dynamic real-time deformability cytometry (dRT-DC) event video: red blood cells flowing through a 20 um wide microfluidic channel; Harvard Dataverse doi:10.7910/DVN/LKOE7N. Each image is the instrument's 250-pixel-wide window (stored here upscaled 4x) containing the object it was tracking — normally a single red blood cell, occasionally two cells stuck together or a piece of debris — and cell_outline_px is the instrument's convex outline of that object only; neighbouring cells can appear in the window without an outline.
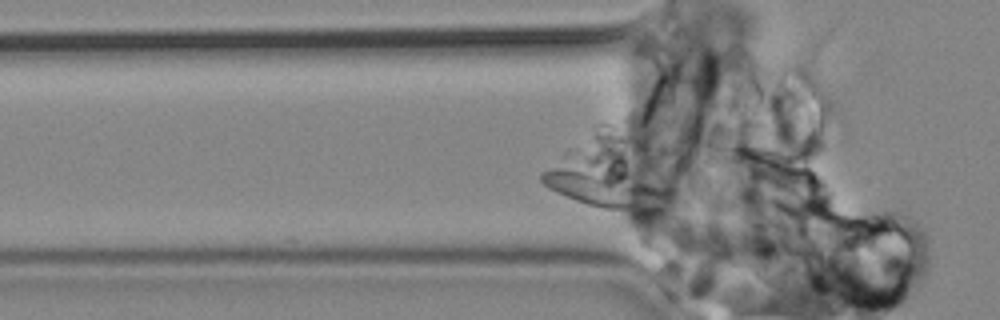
{"species": "common noctule bat (a hibernating species)", "species_latin": "Nyctalus noctula", "temperature_condition": "cold", "stored_images_in_passage": 49, "camera_frame_rate_fps": 3000, "um_per_image_px": 0.085, "animal": {"sex": "male", "body_mass_g": 19.2, "forearm_length_mm": 51.8}, "frame": {"image": 1, "passage_image": 2, "time_ms": 0.333, "image_size_px": [1000, 320], "cell_outline_px": [[672, 200], [660, 212], [648, 216], [640, 216], [600, 208], [576, 200], [556, 192], [548, 188], [540, 180], [540, 172], [552, 168], [564, 168], [648, 184], [672, 196]], "centroid_in_image_um": [51.56, 16.29], "position_along_channel_um": 74.2, "area_um2": 26.41}}
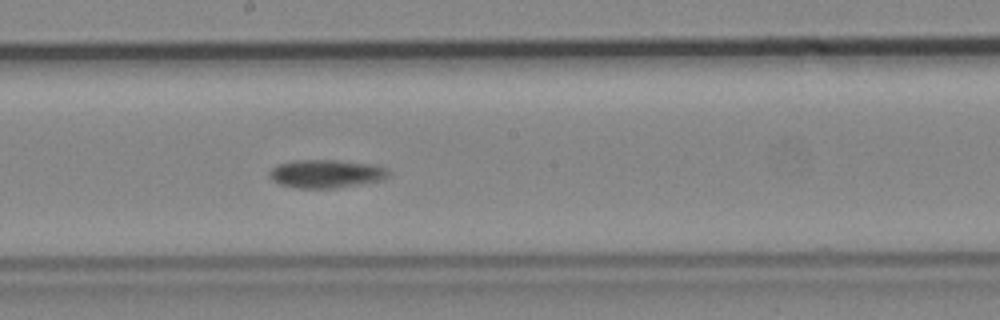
{"frame": {"image": 2, "passage_image": 17, "time_ms": 5.333, "image_size_px": [1000, 320], "cell_outline_px": [[392, 172], [384, 180], [336, 188], [296, 188], [280, 184], [272, 180], [268, 176], [268, 172], [276, 164], [296, 160], [336, 160], [372, 164], [388, 168]], "centroid_in_image_um": [27.73, 14.77], "position_along_channel_um": 220.5, "area_um2": 19.88}}
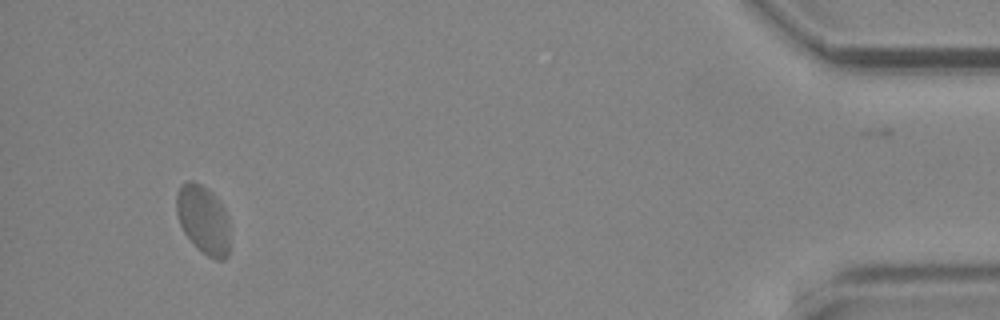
{"frame": {"image": 3, "passage_image": 44, "time_ms": 14.333, "image_size_px": [1000, 320], "cell_outline_px": [[228, 256], [224, 260], [216, 260], [208, 256], [196, 248], [184, 232], [180, 224], [176, 212], [176, 192], [180, 184], [188, 180], [192, 180], [200, 184], [212, 192], [216, 196], [224, 208], [228, 216]], "centroid_in_image_um": [17.26, 18.65], "position_along_channel_um": 417.9, "area_um2": 21.56}}